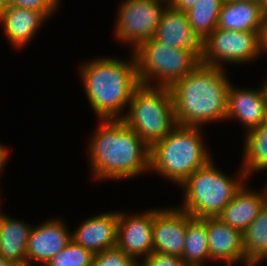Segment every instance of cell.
Here are the masks:
<instances>
[{
  "label": "cell",
  "mask_w": 267,
  "mask_h": 266,
  "mask_svg": "<svg viewBox=\"0 0 267 266\" xmlns=\"http://www.w3.org/2000/svg\"><path fill=\"white\" fill-rule=\"evenodd\" d=\"M139 266H189L180 257L152 251Z\"/></svg>",
  "instance_id": "83f0119b"
},
{
  "label": "cell",
  "mask_w": 267,
  "mask_h": 266,
  "mask_svg": "<svg viewBox=\"0 0 267 266\" xmlns=\"http://www.w3.org/2000/svg\"><path fill=\"white\" fill-rule=\"evenodd\" d=\"M154 208L143 212H118L116 247L140 264L153 251Z\"/></svg>",
  "instance_id": "30bf717a"
},
{
  "label": "cell",
  "mask_w": 267,
  "mask_h": 266,
  "mask_svg": "<svg viewBox=\"0 0 267 266\" xmlns=\"http://www.w3.org/2000/svg\"><path fill=\"white\" fill-rule=\"evenodd\" d=\"M202 127L177 124L150 147V172L180 186L213 157L203 140Z\"/></svg>",
  "instance_id": "277c9868"
},
{
  "label": "cell",
  "mask_w": 267,
  "mask_h": 266,
  "mask_svg": "<svg viewBox=\"0 0 267 266\" xmlns=\"http://www.w3.org/2000/svg\"><path fill=\"white\" fill-rule=\"evenodd\" d=\"M266 99L259 88L236 87L230 83L227 94L226 122L239 121L245 132L265 122ZM237 119V120H236Z\"/></svg>",
  "instance_id": "5bb4252c"
},
{
  "label": "cell",
  "mask_w": 267,
  "mask_h": 266,
  "mask_svg": "<svg viewBox=\"0 0 267 266\" xmlns=\"http://www.w3.org/2000/svg\"><path fill=\"white\" fill-rule=\"evenodd\" d=\"M128 56L95 57L78 67L87 102L98 119H122L141 84L132 51Z\"/></svg>",
  "instance_id": "7a4b0ae2"
},
{
  "label": "cell",
  "mask_w": 267,
  "mask_h": 266,
  "mask_svg": "<svg viewBox=\"0 0 267 266\" xmlns=\"http://www.w3.org/2000/svg\"><path fill=\"white\" fill-rule=\"evenodd\" d=\"M267 12L255 0H225L218 16L217 28L238 31H260Z\"/></svg>",
  "instance_id": "d6986e66"
},
{
  "label": "cell",
  "mask_w": 267,
  "mask_h": 266,
  "mask_svg": "<svg viewBox=\"0 0 267 266\" xmlns=\"http://www.w3.org/2000/svg\"><path fill=\"white\" fill-rule=\"evenodd\" d=\"M267 12V0H255Z\"/></svg>",
  "instance_id": "e575fe53"
},
{
  "label": "cell",
  "mask_w": 267,
  "mask_h": 266,
  "mask_svg": "<svg viewBox=\"0 0 267 266\" xmlns=\"http://www.w3.org/2000/svg\"><path fill=\"white\" fill-rule=\"evenodd\" d=\"M61 0H8V6L34 9L41 12L48 20L61 7Z\"/></svg>",
  "instance_id": "4316f807"
},
{
  "label": "cell",
  "mask_w": 267,
  "mask_h": 266,
  "mask_svg": "<svg viewBox=\"0 0 267 266\" xmlns=\"http://www.w3.org/2000/svg\"><path fill=\"white\" fill-rule=\"evenodd\" d=\"M197 1L198 0H170L169 4L179 11L187 12Z\"/></svg>",
  "instance_id": "f546056e"
},
{
  "label": "cell",
  "mask_w": 267,
  "mask_h": 266,
  "mask_svg": "<svg viewBox=\"0 0 267 266\" xmlns=\"http://www.w3.org/2000/svg\"><path fill=\"white\" fill-rule=\"evenodd\" d=\"M242 164L239 166L250 178L255 173L267 172V124L244 132Z\"/></svg>",
  "instance_id": "44dd1931"
},
{
  "label": "cell",
  "mask_w": 267,
  "mask_h": 266,
  "mask_svg": "<svg viewBox=\"0 0 267 266\" xmlns=\"http://www.w3.org/2000/svg\"><path fill=\"white\" fill-rule=\"evenodd\" d=\"M249 181L250 179L242 185L233 199L217 216L222 222L241 233L257 218L259 212L267 204L266 186L263 185V189L260 190H252L247 183Z\"/></svg>",
  "instance_id": "e0dca14e"
},
{
  "label": "cell",
  "mask_w": 267,
  "mask_h": 266,
  "mask_svg": "<svg viewBox=\"0 0 267 266\" xmlns=\"http://www.w3.org/2000/svg\"><path fill=\"white\" fill-rule=\"evenodd\" d=\"M265 124H267V106H266V114H265Z\"/></svg>",
  "instance_id": "8d00e7d4"
},
{
  "label": "cell",
  "mask_w": 267,
  "mask_h": 266,
  "mask_svg": "<svg viewBox=\"0 0 267 266\" xmlns=\"http://www.w3.org/2000/svg\"><path fill=\"white\" fill-rule=\"evenodd\" d=\"M262 84V89L264 91V95H265V99H266V104H267V77L265 78V80H263Z\"/></svg>",
  "instance_id": "836d02e7"
},
{
  "label": "cell",
  "mask_w": 267,
  "mask_h": 266,
  "mask_svg": "<svg viewBox=\"0 0 267 266\" xmlns=\"http://www.w3.org/2000/svg\"><path fill=\"white\" fill-rule=\"evenodd\" d=\"M91 266H139L128 254L117 247L94 254Z\"/></svg>",
  "instance_id": "484cf974"
},
{
  "label": "cell",
  "mask_w": 267,
  "mask_h": 266,
  "mask_svg": "<svg viewBox=\"0 0 267 266\" xmlns=\"http://www.w3.org/2000/svg\"><path fill=\"white\" fill-rule=\"evenodd\" d=\"M7 7H8V0H0V18L2 17V14Z\"/></svg>",
  "instance_id": "d6a6232c"
},
{
  "label": "cell",
  "mask_w": 267,
  "mask_h": 266,
  "mask_svg": "<svg viewBox=\"0 0 267 266\" xmlns=\"http://www.w3.org/2000/svg\"><path fill=\"white\" fill-rule=\"evenodd\" d=\"M213 160L192 173L179 186L183 200L178 207L192 217H217L249 180L240 166L231 176L219 169Z\"/></svg>",
  "instance_id": "5b68a950"
},
{
  "label": "cell",
  "mask_w": 267,
  "mask_h": 266,
  "mask_svg": "<svg viewBox=\"0 0 267 266\" xmlns=\"http://www.w3.org/2000/svg\"><path fill=\"white\" fill-rule=\"evenodd\" d=\"M8 266H35V265L27 260H24V261L10 262Z\"/></svg>",
  "instance_id": "1f68e13d"
},
{
  "label": "cell",
  "mask_w": 267,
  "mask_h": 266,
  "mask_svg": "<svg viewBox=\"0 0 267 266\" xmlns=\"http://www.w3.org/2000/svg\"><path fill=\"white\" fill-rule=\"evenodd\" d=\"M181 259L189 266H204L210 259L206 217H192L187 213V229Z\"/></svg>",
  "instance_id": "7402d4cb"
},
{
  "label": "cell",
  "mask_w": 267,
  "mask_h": 266,
  "mask_svg": "<svg viewBox=\"0 0 267 266\" xmlns=\"http://www.w3.org/2000/svg\"><path fill=\"white\" fill-rule=\"evenodd\" d=\"M246 266H259L267 260V204L242 233Z\"/></svg>",
  "instance_id": "603a6c76"
},
{
  "label": "cell",
  "mask_w": 267,
  "mask_h": 266,
  "mask_svg": "<svg viewBox=\"0 0 267 266\" xmlns=\"http://www.w3.org/2000/svg\"><path fill=\"white\" fill-rule=\"evenodd\" d=\"M62 219L59 217L47 218L44 222L33 225L28 240L27 261L44 266L68 245L72 240L71 231Z\"/></svg>",
  "instance_id": "7c38bea8"
},
{
  "label": "cell",
  "mask_w": 267,
  "mask_h": 266,
  "mask_svg": "<svg viewBox=\"0 0 267 266\" xmlns=\"http://www.w3.org/2000/svg\"><path fill=\"white\" fill-rule=\"evenodd\" d=\"M122 120L150 147L177 125L170 87L140 84Z\"/></svg>",
  "instance_id": "8992f818"
},
{
  "label": "cell",
  "mask_w": 267,
  "mask_h": 266,
  "mask_svg": "<svg viewBox=\"0 0 267 266\" xmlns=\"http://www.w3.org/2000/svg\"><path fill=\"white\" fill-rule=\"evenodd\" d=\"M153 38L162 44L190 52L200 62L203 60L205 38L191 28L186 12L170 4L163 11Z\"/></svg>",
  "instance_id": "8fae6325"
},
{
  "label": "cell",
  "mask_w": 267,
  "mask_h": 266,
  "mask_svg": "<svg viewBox=\"0 0 267 266\" xmlns=\"http://www.w3.org/2000/svg\"><path fill=\"white\" fill-rule=\"evenodd\" d=\"M91 133L87 154L92 179L119 181L150 173V146L122 119H98Z\"/></svg>",
  "instance_id": "6da1fadb"
},
{
  "label": "cell",
  "mask_w": 267,
  "mask_h": 266,
  "mask_svg": "<svg viewBox=\"0 0 267 266\" xmlns=\"http://www.w3.org/2000/svg\"><path fill=\"white\" fill-rule=\"evenodd\" d=\"M9 149L4 144L0 143V174L1 171L4 170L5 164L10 156ZM1 177V176H0Z\"/></svg>",
  "instance_id": "4dcf8cb0"
},
{
  "label": "cell",
  "mask_w": 267,
  "mask_h": 266,
  "mask_svg": "<svg viewBox=\"0 0 267 266\" xmlns=\"http://www.w3.org/2000/svg\"><path fill=\"white\" fill-rule=\"evenodd\" d=\"M259 52L263 58V54H267V19L264 21L262 28L259 31Z\"/></svg>",
  "instance_id": "f1b7e54d"
},
{
  "label": "cell",
  "mask_w": 267,
  "mask_h": 266,
  "mask_svg": "<svg viewBox=\"0 0 267 266\" xmlns=\"http://www.w3.org/2000/svg\"><path fill=\"white\" fill-rule=\"evenodd\" d=\"M187 213L179 207L154 208L153 251L182 257Z\"/></svg>",
  "instance_id": "4fadbf2b"
},
{
  "label": "cell",
  "mask_w": 267,
  "mask_h": 266,
  "mask_svg": "<svg viewBox=\"0 0 267 266\" xmlns=\"http://www.w3.org/2000/svg\"><path fill=\"white\" fill-rule=\"evenodd\" d=\"M94 254L71 240L44 266H91Z\"/></svg>",
  "instance_id": "d4e9b609"
},
{
  "label": "cell",
  "mask_w": 267,
  "mask_h": 266,
  "mask_svg": "<svg viewBox=\"0 0 267 266\" xmlns=\"http://www.w3.org/2000/svg\"><path fill=\"white\" fill-rule=\"evenodd\" d=\"M227 70L200 63L170 87L177 124L204 128L209 123L226 122L232 82Z\"/></svg>",
  "instance_id": "3957f363"
},
{
  "label": "cell",
  "mask_w": 267,
  "mask_h": 266,
  "mask_svg": "<svg viewBox=\"0 0 267 266\" xmlns=\"http://www.w3.org/2000/svg\"><path fill=\"white\" fill-rule=\"evenodd\" d=\"M32 227L29 222L13 218L0 209V255L10 262L26 260Z\"/></svg>",
  "instance_id": "ffe728a7"
},
{
  "label": "cell",
  "mask_w": 267,
  "mask_h": 266,
  "mask_svg": "<svg viewBox=\"0 0 267 266\" xmlns=\"http://www.w3.org/2000/svg\"><path fill=\"white\" fill-rule=\"evenodd\" d=\"M208 249L212 263L246 266L242 233L217 217H206Z\"/></svg>",
  "instance_id": "9a60e30c"
},
{
  "label": "cell",
  "mask_w": 267,
  "mask_h": 266,
  "mask_svg": "<svg viewBox=\"0 0 267 266\" xmlns=\"http://www.w3.org/2000/svg\"><path fill=\"white\" fill-rule=\"evenodd\" d=\"M116 13L114 39L133 51L154 37L167 0H123ZM131 47V48H130Z\"/></svg>",
  "instance_id": "ba28073f"
},
{
  "label": "cell",
  "mask_w": 267,
  "mask_h": 266,
  "mask_svg": "<svg viewBox=\"0 0 267 266\" xmlns=\"http://www.w3.org/2000/svg\"><path fill=\"white\" fill-rule=\"evenodd\" d=\"M10 263L9 260L4 259L1 255H0V266H8Z\"/></svg>",
  "instance_id": "d590c367"
},
{
  "label": "cell",
  "mask_w": 267,
  "mask_h": 266,
  "mask_svg": "<svg viewBox=\"0 0 267 266\" xmlns=\"http://www.w3.org/2000/svg\"><path fill=\"white\" fill-rule=\"evenodd\" d=\"M141 84L171 87L201 62L182 48H173L151 38L132 51Z\"/></svg>",
  "instance_id": "52a82bcc"
},
{
  "label": "cell",
  "mask_w": 267,
  "mask_h": 266,
  "mask_svg": "<svg viewBox=\"0 0 267 266\" xmlns=\"http://www.w3.org/2000/svg\"><path fill=\"white\" fill-rule=\"evenodd\" d=\"M225 0H198L186 14L191 28L207 38L216 28L218 16Z\"/></svg>",
  "instance_id": "cb8c5ba5"
},
{
  "label": "cell",
  "mask_w": 267,
  "mask_h": 266,
  "mask_svg": "<svg viewBox=\"0 0 267 266\" xmlns=\"http://www.w3.org/2000/svg\"><path fill=\"white\" fill-rule=\"evenodd\" d=\"M260 58L259 31L216 28L205 39L201 64L227 69L226 64L244 65Z\"/></svg>",
  "instance_id": "9c48e42d"
},
{
  "label": "cell",
  "mask_w": 267,
  "mask_h": 266,
  "mask_svg": "<svg viewBox=\"0 0 267 266\" xmlns=\"http://www.w3.org/2000/svg\"><path fill=\"white\" fill-rule=\"evenodd\" d=\"M118 212L106 211L86 218L71 231V239L93 254L116 247Z\"/></svg>",
  "instance_id": "2e32d148"
},
{
  "label": "cell",
  "mask_w": 267,
  "mask_h": 266,
  "mask_svg": "<svg viewBox=\"0 0 267 266\" xmlns=\"http://www.w3.org/2000/svg\"><path fill=\"white\" fill-rule=\"evenodd\" d=\"M47 20L41 12L34 9L8 6L0 18V26L12 47L20 50L33 41Z\"/></svg>",
  "instance_id": "ac0fdd59"
}]
</instances>
